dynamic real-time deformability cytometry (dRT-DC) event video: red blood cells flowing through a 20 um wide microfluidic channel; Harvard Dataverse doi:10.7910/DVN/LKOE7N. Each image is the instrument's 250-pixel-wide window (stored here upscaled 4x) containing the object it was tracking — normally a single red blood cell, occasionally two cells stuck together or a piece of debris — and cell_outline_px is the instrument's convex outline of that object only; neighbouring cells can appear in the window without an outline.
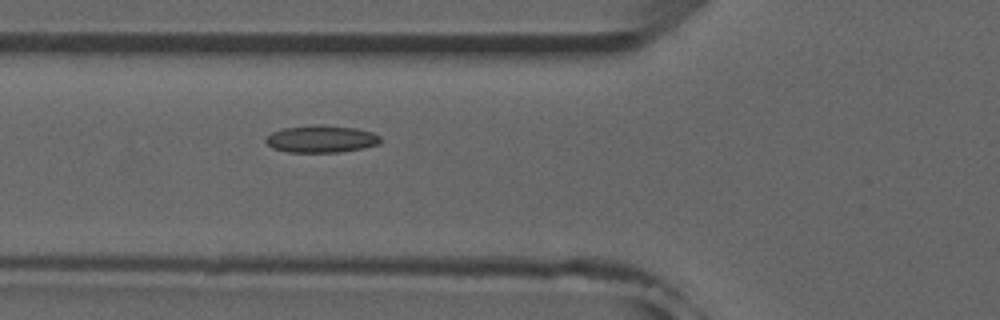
{"species": "common noctule bat (a hibernating species)", "species_latin": "Nyctalus noctula", "temperature_condition": "room temperature", "stored_images_in_passage": 32, "camera_frame_rate_fps": 3000, "um_per_image_px": 0.085, "animal": {"sex": "male", "forearm_length_mm": 52.5}, "frame": {"image": 1, "passage_image": 5, "time_ms": 1.333, "image_size_px": [1000, 320], "cell_outline_px": [[380, 144], [364, 148], [340, 152], [288, 152], [272, 148], [264, 140], [272, 132], [284, 128], [320, 124], [324, 124], [356, 128], [372, 132], [380, 136]], "centroid_in_image_um": [27.33, 11.81], "position_along_channel_um": 98.5, "area_um2": 18.26}, "authors_computed_cell_mechanics": {"area_um2": 17.5712, "velocity_mm_per_s": 3.9075, "shape_relaxation_time_tau1_ms": null, "shape_relaxation_time_tau2_ms": 4.0616, "deformation_change_tau1": null, "deformation_change_tau2": 0.0965}}